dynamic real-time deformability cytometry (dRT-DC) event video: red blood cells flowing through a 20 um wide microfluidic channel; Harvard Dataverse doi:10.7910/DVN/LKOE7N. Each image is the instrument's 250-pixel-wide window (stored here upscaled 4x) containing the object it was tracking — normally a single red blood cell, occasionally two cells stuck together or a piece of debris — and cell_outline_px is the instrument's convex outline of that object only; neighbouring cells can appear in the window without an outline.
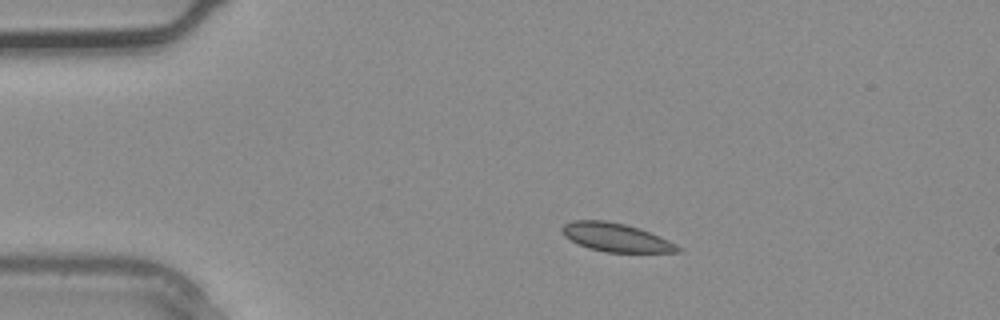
{"species": "common noctule bat (a hibernating species)", "species_latin": "Nyctalus noctula", "temperature_condition": "warm", "stored_images_in_passage": 1, "camera_frame_rate_fps": 3000, "um_per_image_px": 0.085, "animal": {"sex": "male", "body_mass_g": 20.4}, "frame": {"image": 1, "passage_image": 1, "time_ms": 0.0, "image_size_px": [1000, 320], "cell_outline_px": [[684, 248], [680, 252], [604, 252], [588, 248], [564, 236], [560, 228], [564, 224], [572, 220], [604, 220], [624, 224], [640, 228], [660, 236]], "centroid_in_image_um": [52.37, 20.18], "position_along_channel_um": 32.6, "area_um2": 19.25}}